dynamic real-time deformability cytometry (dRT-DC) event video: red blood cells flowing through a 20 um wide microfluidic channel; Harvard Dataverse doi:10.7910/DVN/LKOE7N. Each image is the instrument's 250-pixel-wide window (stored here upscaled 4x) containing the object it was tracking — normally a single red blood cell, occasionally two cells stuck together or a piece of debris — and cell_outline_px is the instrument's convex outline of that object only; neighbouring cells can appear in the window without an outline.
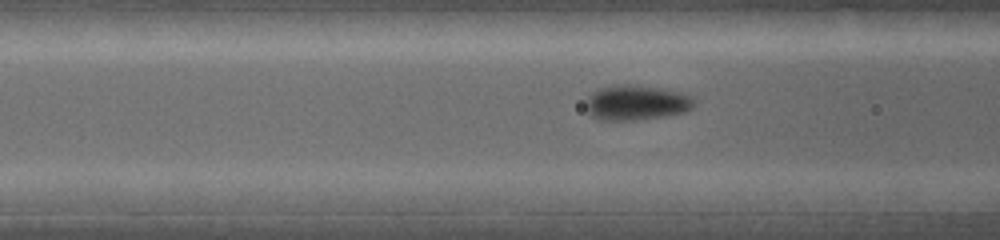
{"species": "common noctule bat (a hibernating species)", "species_latin": "Nyctalus noctula", "temperature_condition": "warm", "stored_images_in_passage": 6, "camera_frame_rate_fps": 5000, "um_per_image_px": 0.085, "animal": {"sex": "female", "body_mass_g": 19.0, "forearm_length_mm": 53.3}, "frame": {"image": 1, "passage_image": 5, "time_ms": 1.2, "image_size_px": [1000, 240], "cell_outline_px": [[708, 200], [700, 212], [604, 212], [600, 208], [600, 196], [608, 192], [708, 192]], "centroid_in_image_um": [55.54, 17.16], "position_along_channel_um": 111.1, "area_um2": 15.09}}